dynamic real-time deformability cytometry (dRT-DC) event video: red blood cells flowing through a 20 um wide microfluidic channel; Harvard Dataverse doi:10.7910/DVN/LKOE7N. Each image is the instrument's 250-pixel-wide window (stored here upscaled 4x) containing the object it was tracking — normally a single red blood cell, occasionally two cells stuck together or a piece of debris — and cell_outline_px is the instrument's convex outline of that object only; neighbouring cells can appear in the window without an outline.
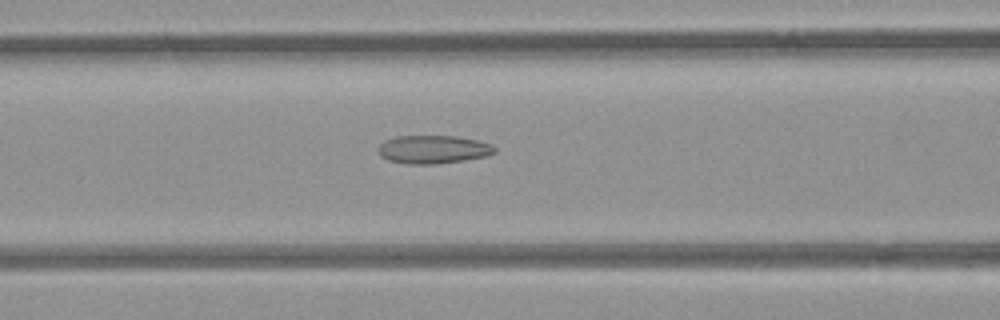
{"species": "common noctule bat (a hibernating species)", "species_latin": "Nyctalus noctula", "temperature_condition": "room temperature", "stored_images_in_passage": 41, "camera_frame_rate_fps": 3000, "um_per_image_px": 0.085, "animal": {"sex": "female", "body_mass_g": 21.9}, "frame": {"image": 1, "passage_image": 10, "time_ms": 3.0, "image_size_px": [1000, 320], "cell_outline_px": [[496, 152], [488, 156], [464, 160], [436, 164], [408, 164], [388, 160], [380, 156], [376, 152], [376, 148], [384, 140], [396, 136], [456, 136], [476, 140], [492, 144], [496, 148]], "centroid_in_image_um": [36.79, 12.7], "position_along_channel_um": 129.8, "area_um2": 19.42}}
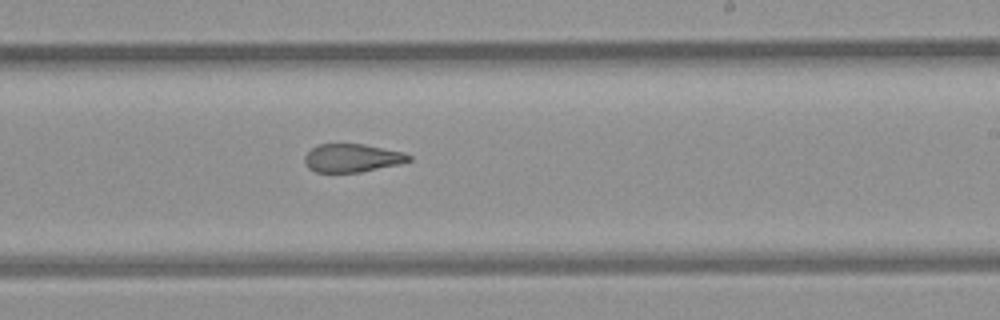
{"frame": {"image": 2, "passage_image": 20, "time_ms": 6.333, "image_size_px": [1000, 320], "cell_outline_px": [[412, 160], [396, 164], [360, 172], [316, 172], [308, 168], [304, 160], [304, 156], [312, 148], [320, 144], [364, 144], [404, 152], [412, 156]], "centroid_in_image_um": [29.92, 13.42], "position_along_channel_um": 259.1, "area_um2": 16.99}}
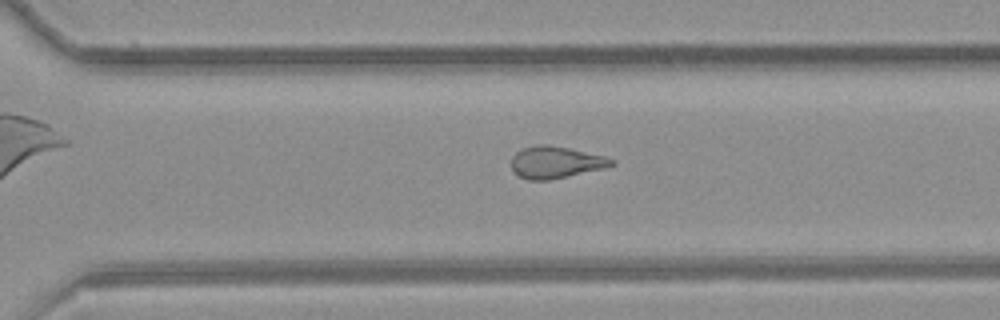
{"frame": {"image": 3, "passage_image": 25, "time_ms": 8.0, "image_size_px": [1000, 320], "cell_outline_px": [[616, 164], [604, 168], [548, 180], [528, 180], [520, 176], [512, 168], [512, 156], [516, 152], [524, 148], [540, 144], [544, 144], [568, 148], [604, 156], [616, 160]], "centroid_in_image_um": [47.25, 13.79], "position_along_channel_um": 323.4, "area_um2": 18.32}, "authors_computed_cell_mechanics": {"area_um2": 19.0162, "velocity_mm_per_s": 3.8811, "shape_relaxation_time_tau1_ms": null, "shape_relaxation_time_tau2_ms": 1.8854, "deformation_change_tau1": null, "deformation_change_tau2": 0.0997}}